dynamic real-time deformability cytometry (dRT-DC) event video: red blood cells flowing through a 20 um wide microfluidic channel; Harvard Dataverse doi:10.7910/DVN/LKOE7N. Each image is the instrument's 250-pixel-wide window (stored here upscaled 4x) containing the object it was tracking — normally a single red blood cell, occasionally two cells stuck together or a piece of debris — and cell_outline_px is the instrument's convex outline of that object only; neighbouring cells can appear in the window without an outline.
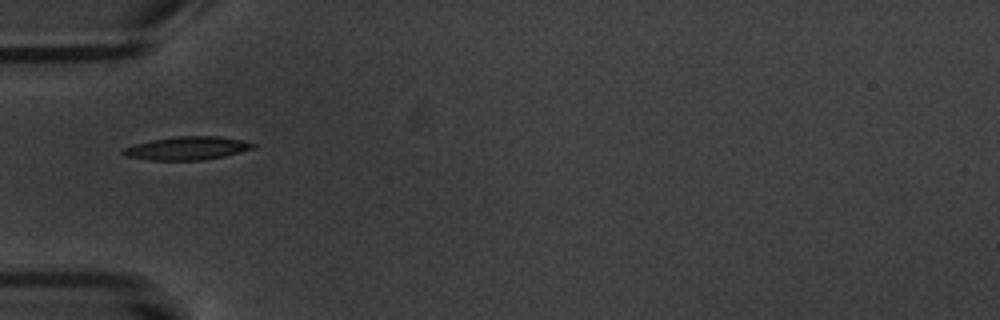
{"species": "common noctule bat (a hibernating species)", "species_latin": "Nyctalus noctula", "temperature_condition": "warm", "stored_images_in_passage": 8, "camera_frame_rate_fps": 3000, "um_per_image_px": 0.085, "animal": {"sex": "male", "body_mass_g": 20.1, "forearm_length_mm": 53.5}, "frame": {"image": 1, "passage_image": 1, "time_ms": 0.0, "image_size_px": [1000, 320], "cell_outline_px": [[256, 148], [224, 156], [204, 160], [152, 160], [128, 156], [120, 152], [124, 148], [136, 144], [152, 140], [176, 136], [220, 136], [240, 140], [256, 144]], "centroid_in_image_um": [15.95, 12.6], "position_along_channel_um": 69.1, "area_um2": 17.46}}
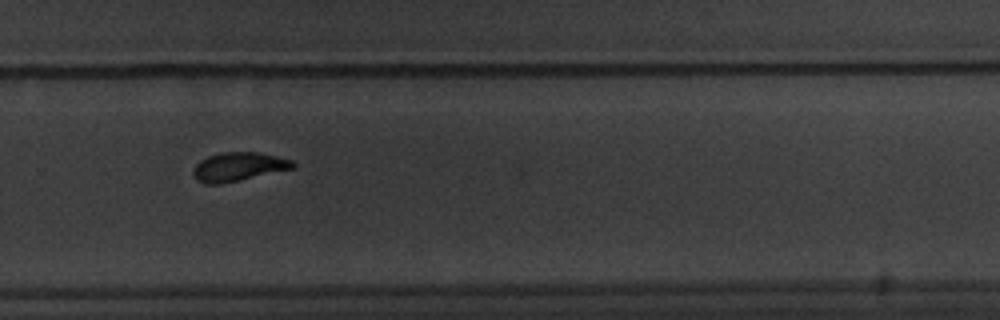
{"frame": {"image": 2, "passage_image": 7, "time_ms": 7.0, "image_size_px": [1000, 320], "cell_outline_px": [[296, 168], [220, 184], [204, 184], [196, 180], [192, 172], [192, 168], [200, 160], [208, 156], [220, 152], [260, 152], [292, 160], [296, 164]], "centroid_in_image_um": [20.26, 14.17], "position_along_channel_um": 309.5, "area_um2": 16.88}}
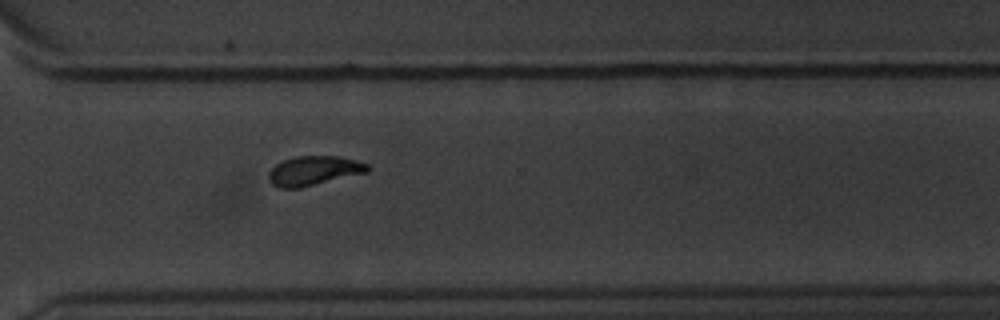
{"frame": {"image": 3, "passage_image": 8, "time_ms": 8.0, "image_size_px": [1000, 320], "cell_outline_px": [[372, 168], [368, 172], [300, 188], [280, 188], [272, 184], [268, 180], [268, 172], [276, 164], [284, 160], [296, 156], [340, 156], [356, 160], [368, 164]], "centroid_in_image_um": [26.69, 14.51], "position_along_channel_um": 343.9, "area_um2": 17.05}}